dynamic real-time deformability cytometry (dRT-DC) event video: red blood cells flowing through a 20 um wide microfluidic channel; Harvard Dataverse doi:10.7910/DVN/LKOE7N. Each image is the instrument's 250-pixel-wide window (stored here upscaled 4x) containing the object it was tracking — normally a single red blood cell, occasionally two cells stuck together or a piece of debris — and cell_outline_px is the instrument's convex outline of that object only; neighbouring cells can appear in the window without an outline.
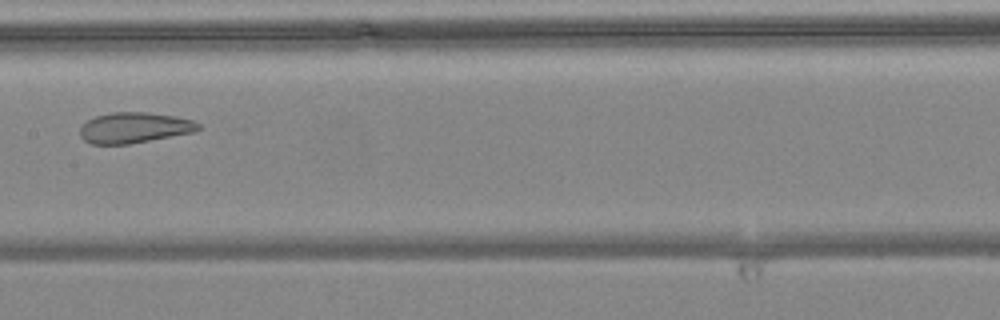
{"species": "common noctule bat (a hibernating species)", "species_latin": "Nyctalus noctula", "temperature_condition": "warm", "stored_images_in_passage": 7, "camera_frame_rate_fps": 3000, "um_per_image_px": 0.085, "animal": {"sex": "female", "body_mass_g": 24.6, "forearm_length_mm": 56.2}, "frame": {"image": 1, "passage_image": 7, "time_ms": 2.0, "image_size_px": [1000, 320], "cell_outline_px": [[200, 128], [196, 132], [128, 144], [92, 144], [84, 140], [80, 136], [80, 128], [88, 120], [96, 116], [112, 112], [144, 112], [176, 116], [192, 120], [200, 124]], "centroid_in_image_um": [11.43, 10.85], "position_along_channel_um": 196.0, "area_um2": 21.1}}